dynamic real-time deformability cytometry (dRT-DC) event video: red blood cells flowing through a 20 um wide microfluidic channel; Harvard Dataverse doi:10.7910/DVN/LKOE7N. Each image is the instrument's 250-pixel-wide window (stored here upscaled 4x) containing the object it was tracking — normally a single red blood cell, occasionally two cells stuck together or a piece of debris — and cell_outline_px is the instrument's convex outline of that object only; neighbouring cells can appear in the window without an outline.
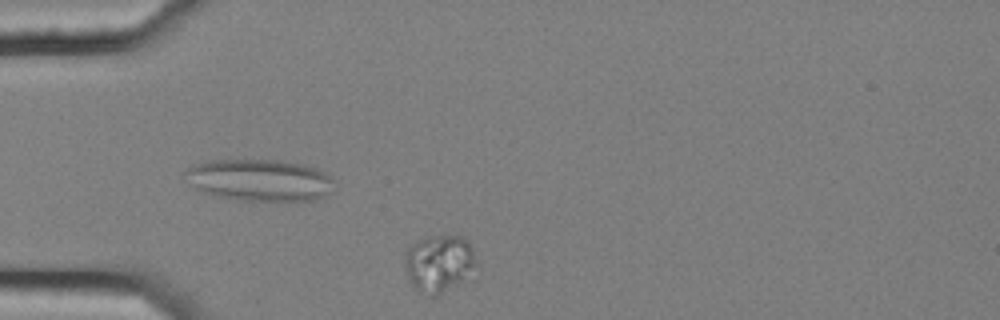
{"species": "common noctule bat (a hibernating species)", "species_latin": "Nyctalus noctula", "temperature_condition": "cold", "stored_images_in_passage": 6, "camera_frame_rate_fps": 3000, "um_per_image_px": 0.085, "animal": {"sex": "female", "body_mass_g": 25.1}, "frame": {"image": 1, "passage_image": 4, "time_ms": 1.0, "image_size_px": [1000, 320], "cell_outline_px": [[476, 264], [468, 276], [464, 280], [436, 296], [432, 296], [416, 288], [412, 284], [408, 276], [404, 264], [404, 252], [412, 244], [428, 236], [460, 236], [468, 240], [472, 248], [476, 260]], "centroid_in_image_um": [37.31, 22.36], "position_along_channel_um": 47.7, "area_um2": 23.58}}